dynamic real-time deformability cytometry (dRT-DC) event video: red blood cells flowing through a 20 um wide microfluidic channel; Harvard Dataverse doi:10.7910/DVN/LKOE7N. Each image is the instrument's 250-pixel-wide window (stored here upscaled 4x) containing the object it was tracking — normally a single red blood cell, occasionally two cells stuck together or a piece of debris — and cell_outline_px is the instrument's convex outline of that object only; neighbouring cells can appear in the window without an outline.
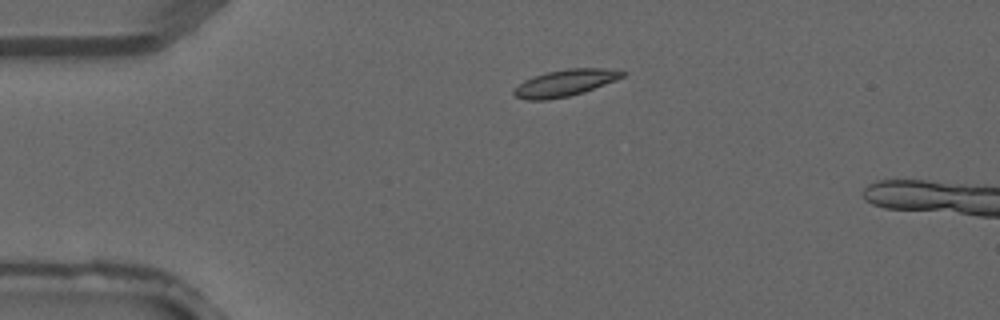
{"species": "common noctule bat (a hibernating species)", "species_latin": "Nyctalus noctula", "temperature_condition": "warm", "stored_images_in_passage": 4, "camera_frame_rate_fps": 3000, "um_per_image_px": 0.085, "animal": {"sex": "male", "forearm_length_mm": 52.5}, "frame": {"image": 1, "passage_image": 2, "time_ms": 0.333, "image_size_px": [1000, 320], "cell_outline_px": [[628, 72], [624, 76], [584, 92], [568, 96], [548, 100], [524, 100], [516, 96], [512, 92], [524, 80], [548, 72], [568, 68], [604, 68]], "centroid_in_image_um": [48.03, 7.05], "position_along_channel_um": 37.0, "area_um2": 16.59}}